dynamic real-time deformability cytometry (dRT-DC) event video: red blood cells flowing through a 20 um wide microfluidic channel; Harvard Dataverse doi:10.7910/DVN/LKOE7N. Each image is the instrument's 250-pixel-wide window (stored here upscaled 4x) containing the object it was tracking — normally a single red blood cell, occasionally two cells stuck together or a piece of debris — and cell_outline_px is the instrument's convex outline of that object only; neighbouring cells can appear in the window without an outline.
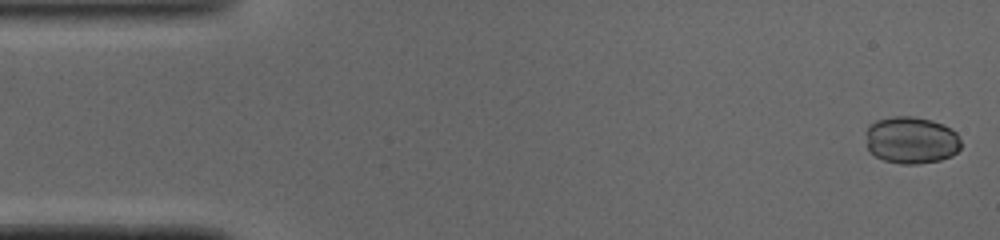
{"species": "common noctule bat (a hibernating species)", "species_latin": "Nyctalus noctula", "temperature_condition": "cold", "stored_images_in_passage": 48, "camera_frame_rate_fps": 3000, "um_per_image_px": 0.085, "animal": {"sex": "male", "body_mass_g": 19.0, "forearm_length_mm": 50.8}, "frame": {"image": 1, "passage_image": 1, "time_ms": 0.0, "image_size_px": [1000, 240], "cell_outline_px": [[960, 148], [952, 156], [940, 160], [916, 164], [900, 164], [884, 160], [876, 156], [868, 148], [864, 132], [868, 124], [876, 120], [892, 116], [912, 116], [932, 120], [944, 124], [952, 128], [956, 132], [960, 140]], "centroid_in_image_um": [77.44, 11.89], "position_along_channel_um": 7.6, "area_um2": 26.47}}
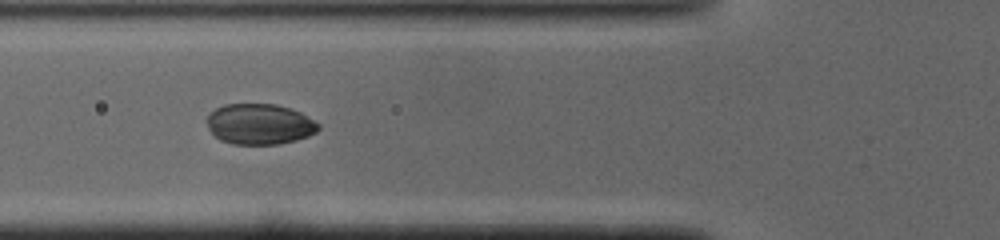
{"frame": {"image": 2, "passage_image": 17, "time_ms": 5.333, "image_size_px": [1000, 240], "cell_outline_px": [[320, 128], [316, 132], [308, 136], [296, 140], [280, 144], [232, 144], [220, 140], [208, 128], [208, 112], [224, 104], [276, 104], [300, 112], [320, 124]], "centroid_in_image_um": [22.06, 10.55], "position_along_channel_um": 103.7, "area_um2": 26.41}}
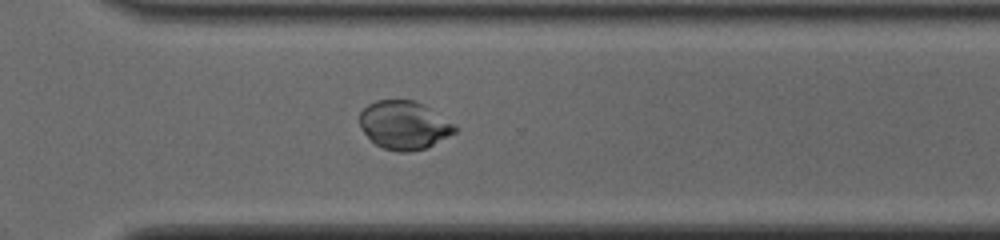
{"frame": {"image": 3, "passage_image": 34, "time_ms": 11.0, "image_size_px": [1000, 240], "cell_outline_px": [[460, 128], [456, 132], [428, 148], [408, 152], [396, 152], [384, 148], [376, 144], [364, 132], [360, 124], [360, 112], [368, 104], [376, 100], [412, 100], [420, 104]], "centroid_in_image_um": [34.34, 10.66], "position_along_channel_um": 336.3, "area_um2": 26.47}, "authors_computed_cell_mechanics": {"area_um2": 26.5591, "velocity_mm_per_s": 4.0958, "shape_relaxation_time_tau1_ms": 4.4054, "shape_relaxation_time_tau2_ms": null, "deformation_change_tau1": 0.1164, "deformation_change_tau2": null}}